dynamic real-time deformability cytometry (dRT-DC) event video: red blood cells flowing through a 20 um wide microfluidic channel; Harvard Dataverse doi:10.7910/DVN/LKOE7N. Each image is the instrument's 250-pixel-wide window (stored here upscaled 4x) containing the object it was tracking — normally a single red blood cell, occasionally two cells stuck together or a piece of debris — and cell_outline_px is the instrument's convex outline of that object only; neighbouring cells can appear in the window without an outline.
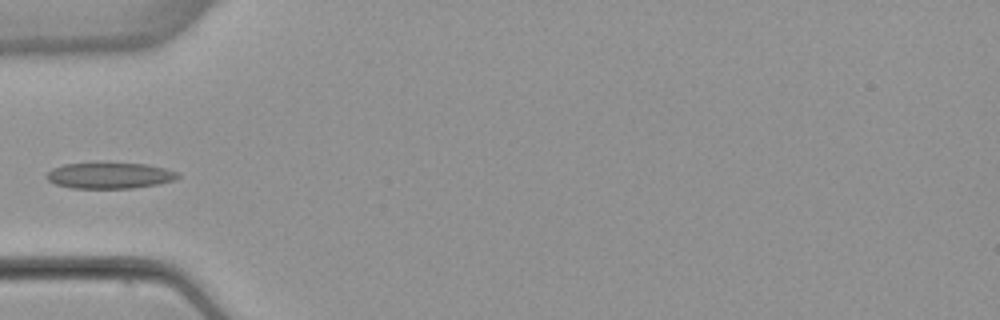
{"species": "common noctule bat (a hibernating species)", "species_latin": "Nyctalus noctula", "temperature_condition": "warm", "stored_images_in_passage": 36, "camera_frame_rate_fps": 3000, "um_per_image_px": 0.085, "animal": {"sex": "female", "body_mass_g": 22.7, "forearm_length_mm": 54.2}, "frame": {"image": 1, "passage_image": 1, "time_ms": 0.0, "image_size_px": [1000, 320], "cell_outline_px": [[180, 176], [176, 180], [156, 184], [132, 188], [72, 188], [56, 184], [48, 180], [44, 176], [52, 168], [64, 164], [92, 160], [104, 160], [148, 164], [164, 168], [176, 172]], "centroid_in_image_um": [9.27, 14.86], "position_along_channel_um": 75.7, "area_um2": 20.92}}
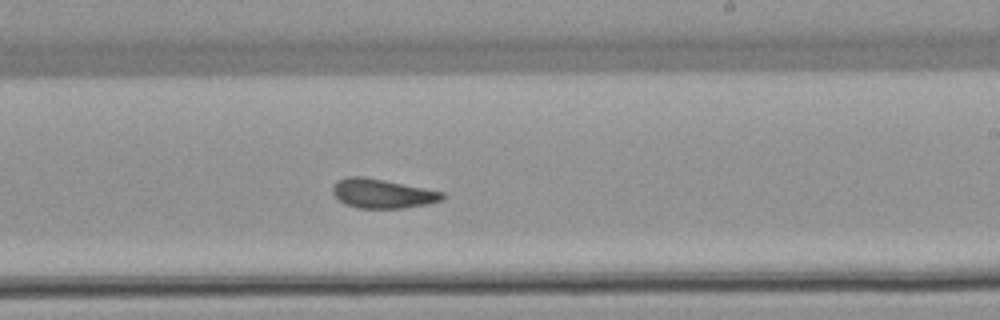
{"frame": {"image": 2, "passage_image": 15, "time_ms": 4.667, "image_size_px": [1000, 320], "cell_outline_px": [[444, 196], [440, 200], [424, 204], [404, 208], [356, 208], [344, 204], [332, 192], [332, 184], [336, 180], [348, 176], [364, 176], [444, 192]], "centroid_in_image_um": [32.42, 16.44], "position_along_channel_um": 256.6, "area_um2": 18.61}}
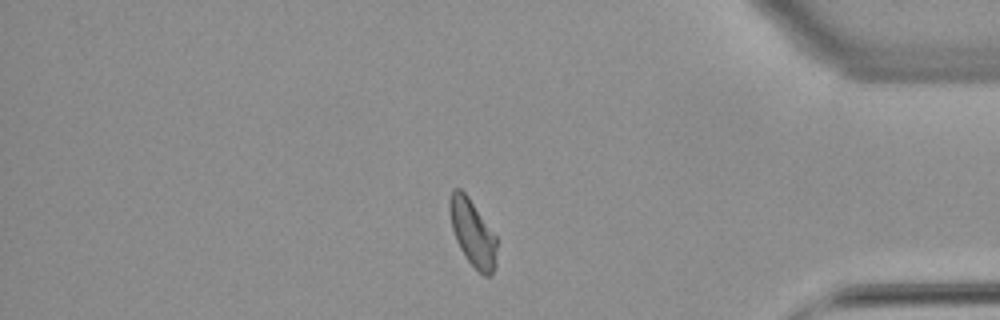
{"frame": {"image": 3, "passage_image": 28, "time_ms": 9.0, "image_size_px": [1000, 320], "cell_outline_px": [[496, 264], [492, 276], [484, 276], [468, 260], [460, 248], [456, 240], [452, 228], [448, 208], [448, 204], [452, 188], [460, 188], [468, 196], [496, 236]], "centroid_in_image_um": [40.16, 19.78], "position_along_channel_um": 395.0, "area_um2": 18.21}}